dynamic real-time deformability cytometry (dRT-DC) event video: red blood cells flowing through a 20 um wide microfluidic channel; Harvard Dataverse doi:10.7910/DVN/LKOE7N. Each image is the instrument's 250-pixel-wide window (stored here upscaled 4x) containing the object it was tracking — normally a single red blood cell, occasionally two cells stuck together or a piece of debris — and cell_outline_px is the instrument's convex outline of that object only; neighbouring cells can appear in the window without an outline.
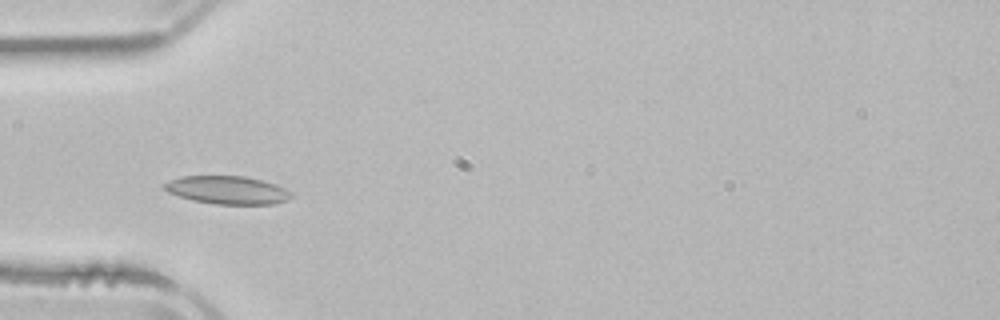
{"species": "common noctule bat (a hibernating species)", "species_latin": "Nyctalus noctula", "temperature_condition": "room temperature", "stored_images_in_passage": 5, "camera_frame_rate_fps": 3000, "um_per_image_px": 0.085, "animal": {"sex": "male", "body_mass_g": 21.5, "forearm_length_mm": 52.0}, "frame": {"image": 1, "passage_image": 3, "time_ms": 2.333, "image_size_px": [1000, 320], "cell_outline_px": [[292, 196], [288, 200], [272, 204], [216, 204], [192, 200], [168, 192], [164, 188], [164, 184], [168, 180], [180, 176], [244, 176], [276, 184], [292, 192]], "centroid_in_image_um": [19.33, 16.15], "position_along_channel_um": 65.7, "area_um2": 20.69}}
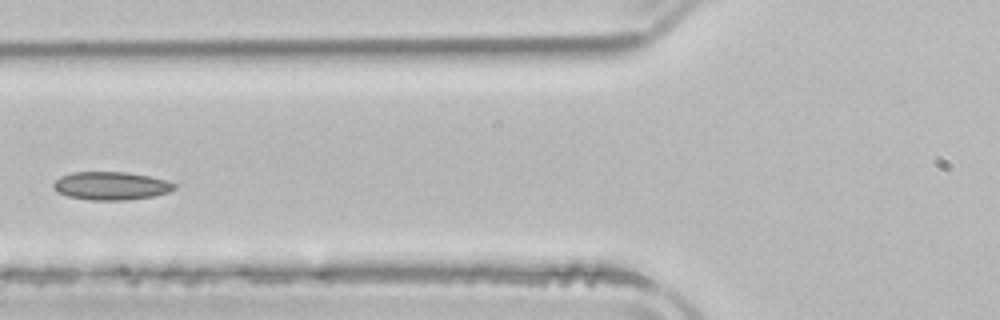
{"frame": {"image": 2, "passage_image": 4, "time_ms": 3.667, "image_size_px": [1000, 320], "cell_outline_px": [[176, 188], [168, 192], [152, 196], [124, 200], [88, 200], [68, 196], [56, 192], [52, 188], [52, 184], [60, 176], [72, 172], [124, 172], [148, 176], [168, 180], [176, 184]], "centroid_in_image_um": [9.4, 15.79], "position_along_channel_um": 116.4, "area_um2": 19.88}}
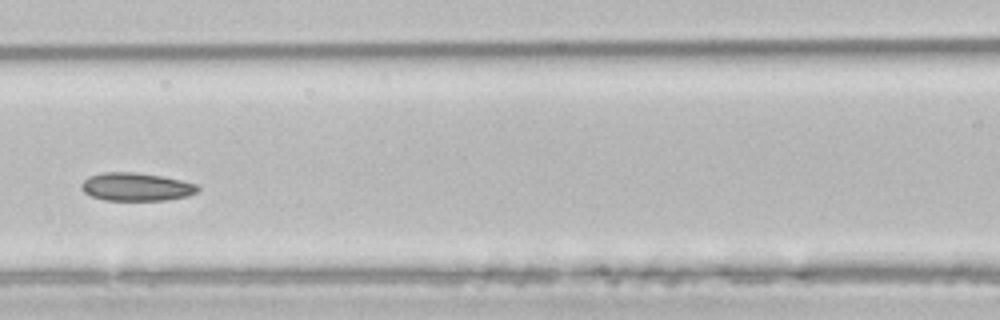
{"frame": {"image": 3, "passage_image": 5, "time_ms": 4.667, "image_size_px": [1000, 320], "cell_outline_px": [[200, 188], [196, 192], [188, 196], [168, 200], [104, 200], [92, 196], [84, 192], [80, 188], [80, 184], [88, 176], [100, 172], [132, 172], [160, 176], [180, 180], [196, 184]], "centroid_in_image_um": [11.54, 15.88], "position_along_channel_um": 155.1, "area_um2": 19.07}}